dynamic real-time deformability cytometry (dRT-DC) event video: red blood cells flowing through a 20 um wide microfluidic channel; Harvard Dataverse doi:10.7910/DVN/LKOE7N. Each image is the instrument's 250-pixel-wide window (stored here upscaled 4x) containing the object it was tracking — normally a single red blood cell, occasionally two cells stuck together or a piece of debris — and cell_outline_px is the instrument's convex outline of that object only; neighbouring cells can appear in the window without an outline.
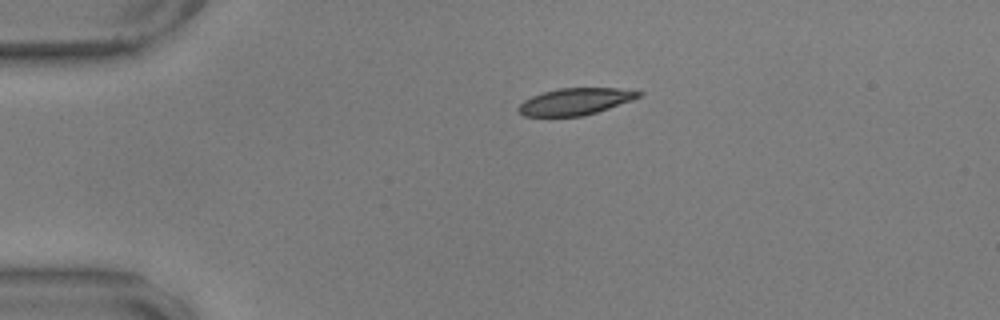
{"species": "common noctule bat (a hibernating species)", "species_latin": "Nyctalus noctula", "temperature_condition": "warm", "stored_images_in_passage": 38, "camera_frame_rate_fps": 3000, "um_per_image_px": 0.085, "animal": {"sex": "male", "body_mass_g": 17.9, "forearm_length_mm": 54.2}, "frame": {"image": 1, "passage_image": 1, "time_ms": 0.0, "image_size_px": [1000, 320], "cell_outline_px": [[644, 92], [640, 96], [632, 100], [596, 112], [580, 116], [524, 116], [516, 108], [524, 100], [532, 96], [544, 92], [560, 88], [616, 88]], "centroid_in_image_um": [48.88, 8.62], "position_along_channel_um": 36.1, "area_um2": 18.5}}
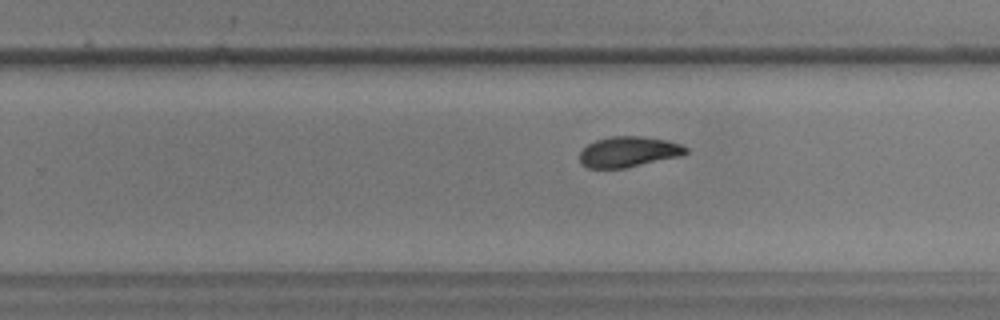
{"frame": {"image": 2, "passage_image": 25, "time_ms": 8.0, "image_size_px": [1000, 320], "cell_outline_px": [[688, 152], [680, 156], [624, 168], [588, 168], [580, 164], [580, 152], [588, 144], [596, 140], [612, 136], [640, 136], [668, 140], [680, 144], [688, 148]], "centroid_in_image_um": [53.42, 12.9], "position_along_channel_um": 276.4, "area_um2": 18.84}}
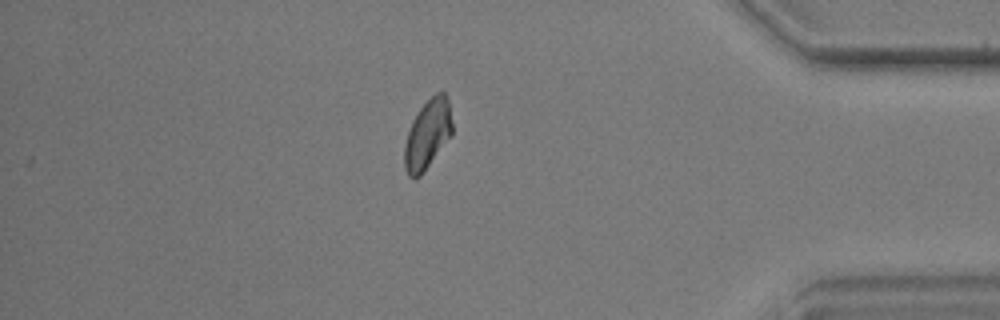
{"frame": {"image": 3, "passage_image": 38, "time_ms": 12.333, "image_size_px": [1000, 320], "cell_outline_px": [[452, 136], [424, 172], [416, 180], [408, 176], [404, 168], [404, 144], [412, 120], [420, 108], [436, 92], [444, 92], [448, 100], [452, 124]], "centroid_in_image_um": [36.33, 11.47], "position_along_channel_um": 398.9, "area_um2": 19.48}, "authors_computed_cell_mechanics": {"area_um2": 19.4497, "velocity_mm_per_s": 3.5342, "shape_relaxation_time_tau1_ms": 4.5341, "shape_relaxation_time_tau2_ms": 3.3697, "deformation_change_tau1": 0.1489, "deformation_change_tau2": 0.0685}}